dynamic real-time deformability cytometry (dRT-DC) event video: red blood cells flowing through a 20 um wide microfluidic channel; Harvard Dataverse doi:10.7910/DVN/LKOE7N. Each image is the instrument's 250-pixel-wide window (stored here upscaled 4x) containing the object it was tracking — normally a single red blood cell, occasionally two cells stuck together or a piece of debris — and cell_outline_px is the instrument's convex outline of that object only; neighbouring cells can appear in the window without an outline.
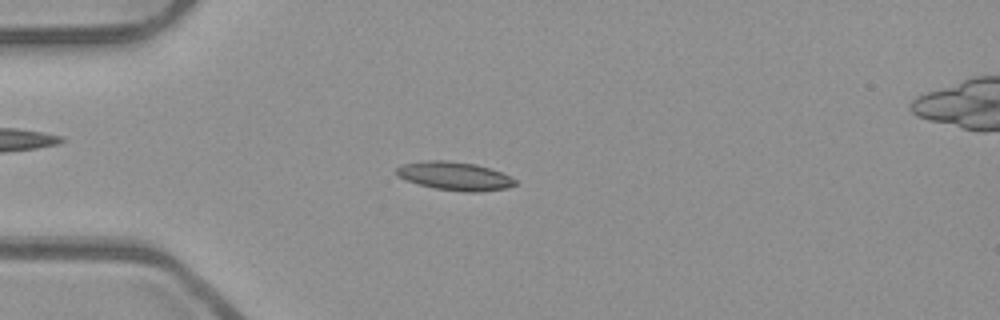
{"species": "common noctule bat (a hibernating species)", "species_latin": "Nyctalus noctula", "temperature_condition": "room temperature", "stored_images_in_passage": 48, "camera_frame_rate_fps": 3000, "um_per_image_px": 0.085, "animal": {"sex": "male", "body_mass_g": 23.1, "forearm_length_mm": 52.7}, "frame": {"image": 1, "passage_image": 10, "time_ms": 3.0, "image_size_px": [1000, 320], "cell_outline_px": [[516, 184], [508, 188], [476, 192], [464, 192], [436, 188], [416, 184], [404, 180], [396, 176], [396, 168], [404, 164], [424, 160], [448, 160], [476, 164], [500, 172], [516, 180]], "centroid_in_image_um": [38.6, 14.96], "position_along_channel_um": 46.4, "area_um2": 19.71}}
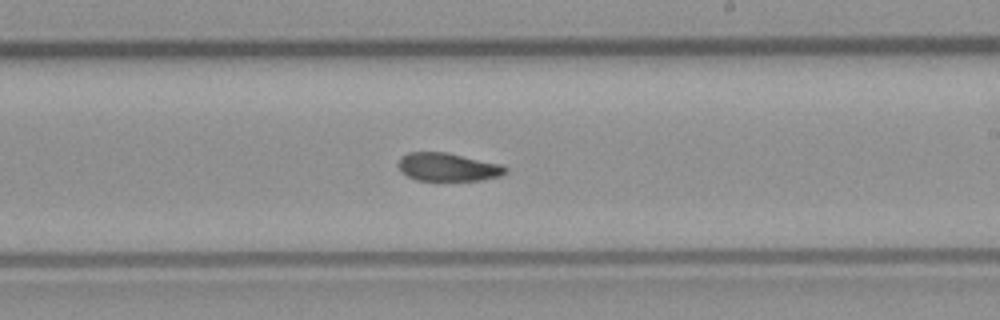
{"frame": {"image": 2, "passage_image": 27, "time_ms": 8.667, "image_size_px": [1000, 320], "cell_outline_px": [[508, 172], [500, 176], [480, 180], [416, 180], [400, 172], [396, 164], [400, 156], [408, 152], [444, 152], [500, 164], [508, 168]], "centroid_in_image_um": [38.01, 14.2], "position_along_channel_um": 251.0, "area_um2": 17.63}}
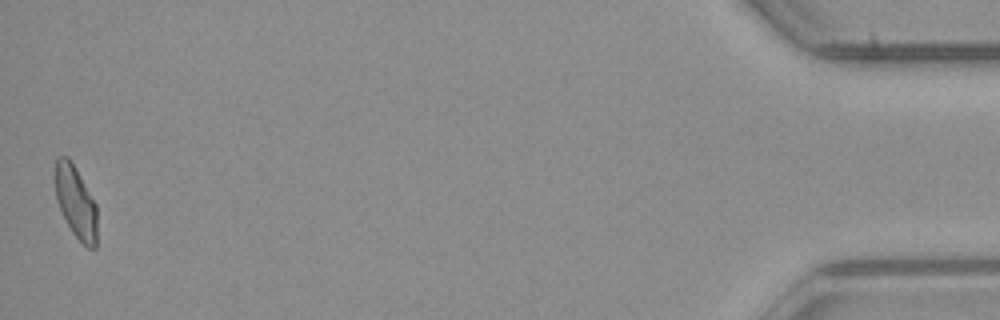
{"frame": {"image": 3, "passage_image": 48, "time_ms": 15.667, "image_size_px": [1000, 320], "cell_outline_px": [[96, 248], [88, 248], [72, 232], [56, 200], [52, 176], [56, 156], [68, 156], [96, 204]], "centroid_in_image_um": [6.38, 17.1], "position_along_channel_um": 428.8, "area_um2": 17.74}, "authors_computed_cell_mechanics": {"area_um2": 18.2648, "velocity_mm_per_s": 3.9316, "shape_relaxation_time_tau1_ms": 9.383, "shape_relaxation_time_tau2_ms": 3.0701, "deformation_change_tau1": 0.1925, "deformation_change_tau2": 0.0806}}